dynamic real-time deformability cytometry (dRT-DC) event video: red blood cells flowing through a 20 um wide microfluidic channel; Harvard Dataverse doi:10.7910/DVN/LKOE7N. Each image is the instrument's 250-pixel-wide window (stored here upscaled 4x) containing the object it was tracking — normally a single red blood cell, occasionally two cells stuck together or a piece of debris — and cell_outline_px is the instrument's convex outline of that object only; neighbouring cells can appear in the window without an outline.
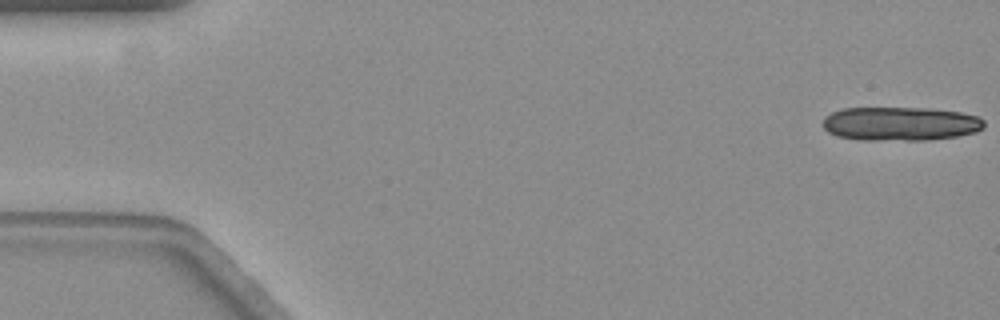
{"species": "common noctule bat (a hibernating species)", "species_latin": "Nyctalus noctula", "temperature_condition": "warm", "stored_images_in_passage": 16, "camera_frame_rate_fps": 3000, "um_per_image_px": 0.085, "animal": {"sex": "female", "body_mass_g": 19.3, "forearm_length_mm": 54.1}, "frame": {"image": 1, "passage_image": 1, "time_ms": 0.0, "image_size_px": [1000, 320], "cell_outline_px": [[984, 128], [976, 132], [956, 136], [928, 140], [868, 140], [836, 136], [828, 132], [824, 128], [824, 116], [832, 112], [844, 108], [928, 108], [960, 112], [976, 116], [984, 120]], "centroid_in_image_um": [76.54, 10.52], "position_along_channel_um": 8.5, "area_um2": 31.79}}